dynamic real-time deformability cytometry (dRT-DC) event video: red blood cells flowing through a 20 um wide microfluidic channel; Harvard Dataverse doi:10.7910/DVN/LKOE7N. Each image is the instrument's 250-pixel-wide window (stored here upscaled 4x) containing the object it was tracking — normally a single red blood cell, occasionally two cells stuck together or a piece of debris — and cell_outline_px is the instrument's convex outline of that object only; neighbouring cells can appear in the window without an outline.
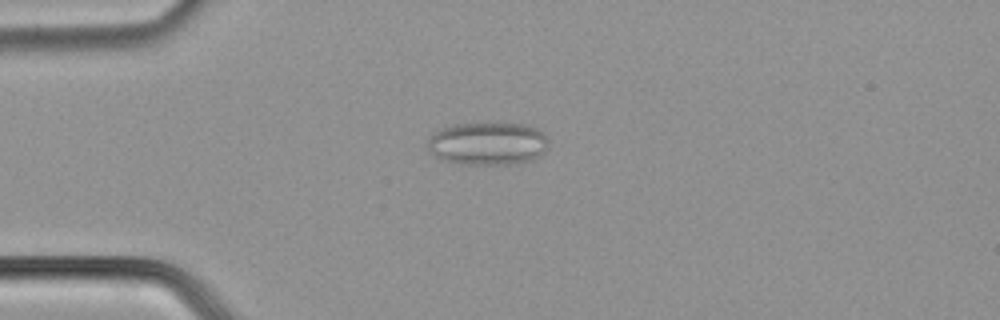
{"species": "common noctule bat (a hibernating species)", "species_latin": "Nyctalus noctula", "temperature_condition": "cold", "stored_images_in_passage": 50, "camera_frame_rate_fps": 3000, "um_per_image_px": 0.085, "animal": {"sex": "male", "body_mass_g": 21.5, "forearm_length_mm": 52.0}, "frame": {"image": 1, "passage_image": 13, "time_ms": 4.0, "image_size_px": [1000, 320], "cell_outline_px": [[548, 148], [540, 156], [532, 160], [512, 164], [460, 164], [444, 160], [428, 152], [428, 140], [440, 128], [452, 124], [524, 124], [536, 128], [548, 140]], "centroid_in_image_um": [41.46, 12.22], "position_along_channel_um": 43.5, "area_um2": 30.11}}
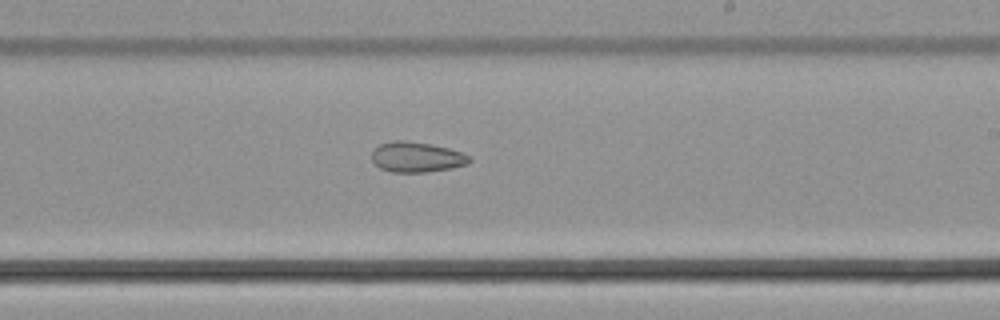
{"frame": {"image": 2, "passage_image": 30, "time_ms": 9.667, "image_size_px": [1000, 320], "cell_outline_px": [[472, 160], [468, 164], [452, 168], [424, 172], [392, 172], [380, 168], [372, 160], [372, 152], [380, 144], [392, 140], [404, 140], [428, 144], [448, 148], [460, 152], [468, 156]], "centroid_in_image_um": [35.4, 13.35], "position_along_channel_um": 253.6, "area_um2": 17.05}}
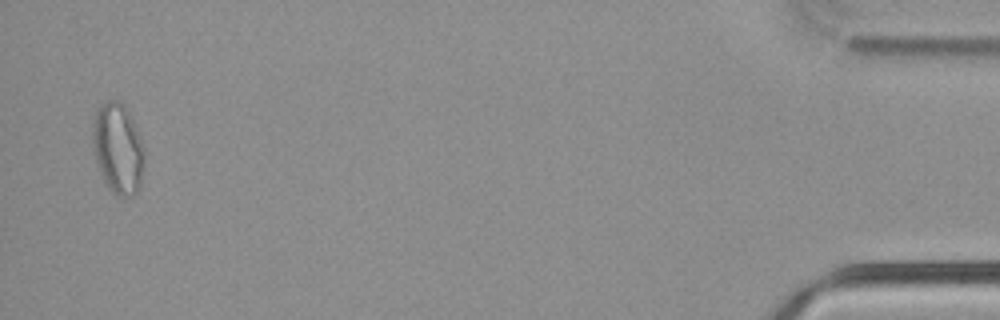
{"frame": {"image": 3, "passage_image": 49, "time_ms": 16.0, "image_size_px": [1000, 320], "cell_outline_px": [[144, 164], [140, 184], [136, 192], [132, 196], [120, 196], [112, 192], [108, 188], [100, 172], [96, 160], [92, 140], [92, 124], [96, 112], [100, 104], [108, 100], [120, 100], [124, 104], [140, 136], [144, 148]], "centroid_in_image_um": [10.02, 12.6], "position_along_channel_um": 425.2, "area_um2": 27.28}}